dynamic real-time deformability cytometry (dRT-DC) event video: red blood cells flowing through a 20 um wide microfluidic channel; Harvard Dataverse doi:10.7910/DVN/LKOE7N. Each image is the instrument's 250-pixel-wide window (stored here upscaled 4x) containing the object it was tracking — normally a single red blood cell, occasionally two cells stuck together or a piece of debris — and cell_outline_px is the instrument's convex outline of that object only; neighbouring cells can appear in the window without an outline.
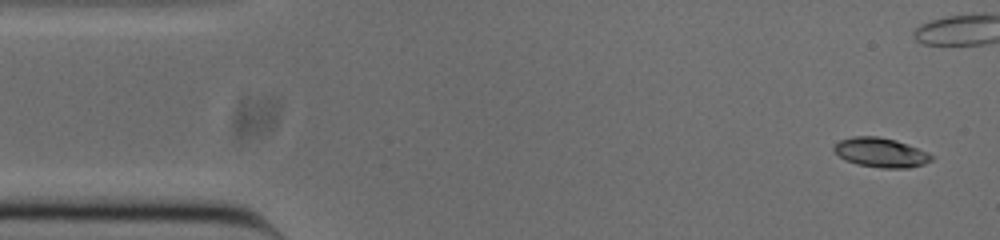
{"species": "common noctule bat (a hibernating species)", "species_latin": "Nyctalus noctula", "temperature_condition": "cold", "stored_images_in_passage": 51, "camera_frame_rate_fps": 3000, "um_per_image_px": 0.085, "animal": {"sex": "male", "body_mass_g": 20.0, "forearm_length_mm": 53.3}, "frame": {"image": 1, "passage_image": 2, "time_ms": 0.333, "image_size_px": [1000, 240], "cell_outline_px": [[936, 156], [932, 160], [924, 164], [908, 168], [880, 168], [856, 164], [844, 160], [832, 148], [840, 140], [852, 136], [876, 136], [896, 140], [928, 152]], "centroid_in_image_um": [74.89, 12.97], "position_along_channel_um": 10.1, "area_um2": 16.82}}
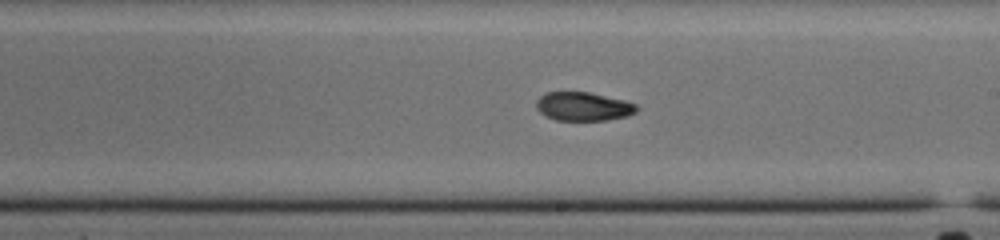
{"frame": {"image": 2, "passage_image": 28, "time_ms": 9.0, "image_size_px": [1000, 240], "cell_outline_px": [[640, 108], [636, 112], [628, 116], [604, 120], [556, 120], [540, 112], [536, 108], [536, 100], [544, 92], [588, 92], [624, 100], [636, 104]], "centroid_in_image_um": [49.59, 9.04], "position_along_channel_um": 239.4, "area_um2": 16.76}}
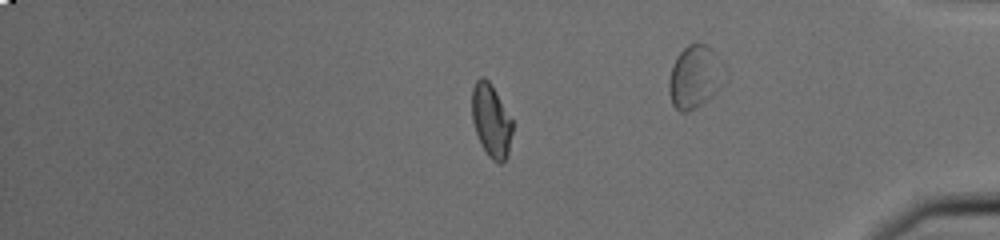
{"frame": {"image": 3, "passage_image": 43, "time_ms": 14.0, "image_size_px": [1000, 240], "cell_outline_px": [[512, 132], [508, 156], [500, 164], [492, 160], [488, 156], [480, 144], [472, 120], [472, 88], [476, 80], [480, 76], [484, 76], [492, 84], [512, 120]], "centroid_in_image_um": [41.74, 10.25], "position_along_channel_um": 393.5, "area_um2": 17.4}, "authors_computed_cell_mechanics": {"area_um2": 17.2244, "velocity_mm_per_s": 3.8541, "shape_relaxation_time_tau1_ms": 8.5272, "shape_relaxation_time_tau2_ms": 3.7605, "deformation_change_tau1": 0.1922, "deformation_change_tau2": 0.0836}}